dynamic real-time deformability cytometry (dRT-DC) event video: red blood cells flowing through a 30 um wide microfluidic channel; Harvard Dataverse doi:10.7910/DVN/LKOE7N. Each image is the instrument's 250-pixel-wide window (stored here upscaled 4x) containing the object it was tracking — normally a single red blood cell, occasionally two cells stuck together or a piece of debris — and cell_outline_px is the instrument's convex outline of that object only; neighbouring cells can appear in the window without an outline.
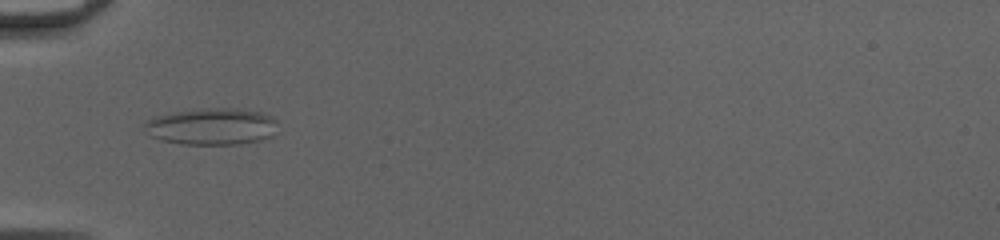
{"species": "common noctule bat (a hibernating species)", "species_latin": "Nyctalus noctula", "temperature_condition": "cold", "stored_images_in_passage": 51, "camera_frame_rate_fps": 3000, "um_per_image_px": 0.085, "animal": {"sex": "female", "body_mass_g": 20.0, "forearm_length_mm": 54.0}, "frame": {"image": 1, "passage_image": 19, "time_ms": 6.0, "image_size_px": [1000, 240], "cell_outline_px": [[276, 120], [272, 136], [260, 140], [240, 144], [180, 144], [160, 140], [152, 136], [144, 124], [152, 116], [172, 112], [208, 108], [236, 108], [260, 112], [272, 116]], "centroid_in_image_um": [17.99, 10.74], "position_along_channel_um": 67.0, "area_um2": 28.38}}
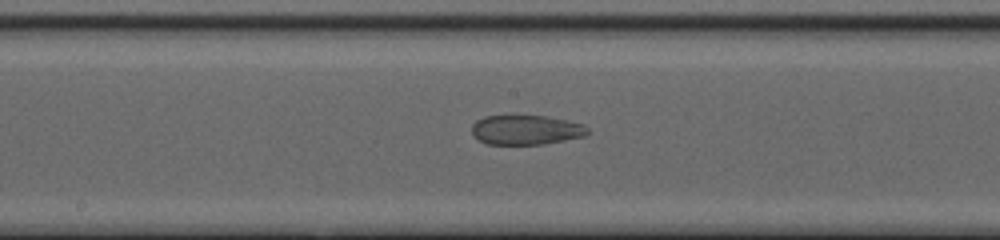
{"frame": {"image": 2, "passage_image": 29, "time_ms": 9.333, "image_size_px": [1000, 240], "cell_outline_px": [[588, 132], [584, 136], [544, 144], [488, 144], [472, 136], [472, 124], [476, 120], [484, 116], [548, 116], [584, 124], [588, 128]], "centroid_in_image_um": [44.7, 11.04], "position_along_channel_um": 203.5, "area_um2": 19.94}}
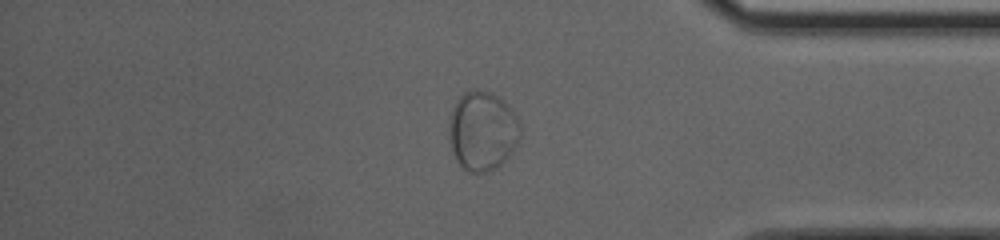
{"frame": {"image": 3, "passage_image": 44, "time_ms": 14.333, "image_size_px": [1000, 240], "cell_outline_px": [[520, 136], [512, 152], [496, 168], [488, 172], [468, 172], [456, 160], [448, 140], [448, 128], [452, 108], [456, 100], [468, 88], [476, 88], [500, 96], [504, 100], [520, 120]], "centroid_in_image_um": [40.99, 11.09], "position_along_channel_um": 394.2, "area_um2": 33.41}}